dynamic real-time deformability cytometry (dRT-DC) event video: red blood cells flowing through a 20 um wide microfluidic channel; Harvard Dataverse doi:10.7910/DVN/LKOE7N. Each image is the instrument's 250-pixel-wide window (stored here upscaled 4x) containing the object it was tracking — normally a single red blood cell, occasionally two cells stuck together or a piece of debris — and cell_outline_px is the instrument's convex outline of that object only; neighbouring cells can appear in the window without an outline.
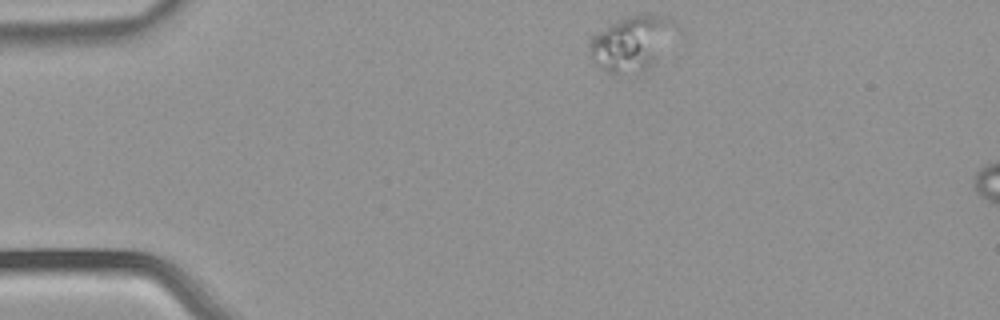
{"species": "common noctule bat (a hibernating species)", "species_latin": "Nyctalus noctula", "temperature_condition": "warm", "stored_images_in_passage": 7, "camera_frame_rate_fps": 3000, "um_per_image_px": 0.085, "animal": {"sex": "male", "body_mass_g": 21.5, "forearm_length_mm": 52.0}, "frame": {"image": 1, "passage_image": 1, "time_ms": 0.0, "image_size_px": [1000, 320], "cell_outline_px": [[680, 32], [656, 60], [644, 72], [612, 76], [604, 72], [592, 60], [588, 44], [588, 40], [592, 36], [612, 24], [628, 16], [640, 12], [664, 16], [680, 24]], "centroid_in_image_um": [53.76, 3.68], "position_along_channel_um": 31.2, "area_um2": 28.61}}